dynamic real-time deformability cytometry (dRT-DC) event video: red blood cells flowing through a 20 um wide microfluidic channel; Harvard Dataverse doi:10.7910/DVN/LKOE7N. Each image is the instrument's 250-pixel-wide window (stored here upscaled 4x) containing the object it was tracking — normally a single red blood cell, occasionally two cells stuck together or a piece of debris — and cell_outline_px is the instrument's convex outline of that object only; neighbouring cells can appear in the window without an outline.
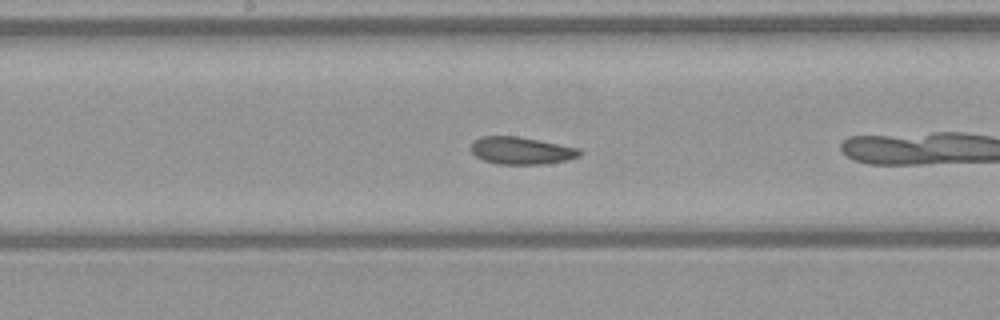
{"species": "common noctule bat (a hibernating species)", "species_latin": "Nyctalus noctula", "temperature_condition": "warm", "stored_images_in_passage": 17, "camera_frame_rate_fps": 3000, "um_per_image_px": 0.085, "animal": {"sex": "female", "body_mass_g": 21.9}, "frame": {"image": 1, "passage_image": 12, "time_ms": 3.667, "image_size_px": [1000, 320], "cell_outline_px": [[580, 156], [568, 160], [544, 164], [496, 164], [484, 160], [476, 156], [472, 152], [472, 140], [480, 136], [516, 136], [580, 148]], "centroid_in_image_um": [44.3, 12.8], "position_along_channel_um": 203.9, "area_um2": 17.28}}
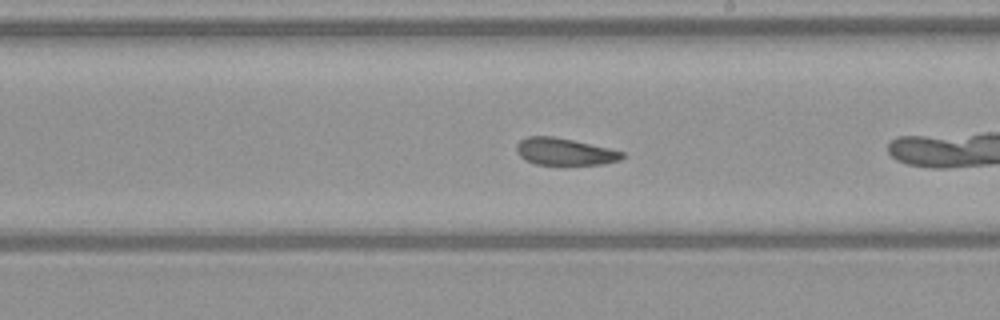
{"frame": {"image": 2, "passage_image": 15, "time_ms": 4.667, "image_size_px": [1000, 320], "cell_outline_px": [[624, 156], [620, 160], [604, 164], [536, 164], [520, 156], [516, 152], [516, 144], [520, 140], [528, 136], [552, 136], [572, 140], [608, 148], [624, 152]], "centroid_in_image_um": [47.98, 12.88], "position_along_channel_um": 241.0, "area_um2": 16.42}}